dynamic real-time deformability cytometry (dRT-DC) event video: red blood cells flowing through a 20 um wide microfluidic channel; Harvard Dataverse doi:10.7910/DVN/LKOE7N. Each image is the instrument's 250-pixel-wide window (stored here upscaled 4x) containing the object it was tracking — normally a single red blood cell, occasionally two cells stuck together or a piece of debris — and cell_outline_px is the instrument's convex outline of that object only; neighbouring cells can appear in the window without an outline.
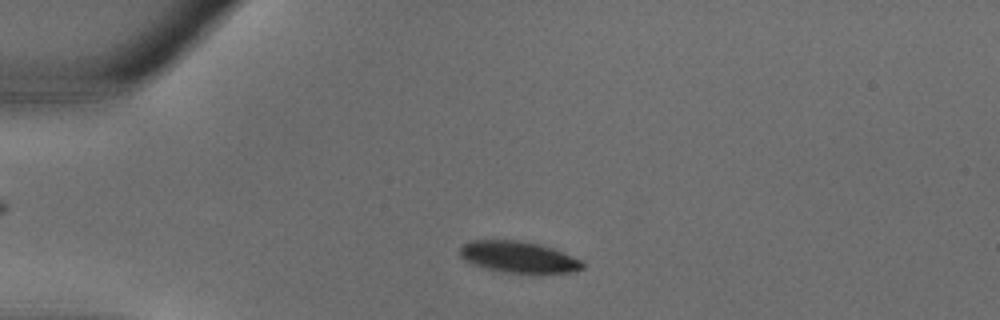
{"species": "common noctule bat (a hibernating species)", "species_latin": "Nyctalus noctula", "temperature_condition": "warm", "stored_images_in_passage": 30, "camera_frame_rate_fps": 3000, "um_per_image_px": 0.085, "animal": {"sex": "male", "body_mass_g": 18.8}, "frame": {"image": 1, "passage_image": 4, "time_ms": 1.0, "image_size_px": [1000, 320], "cell_outline_px": [[584, 268], [572, 272], [504, 272], [472, 264], [464, 260], [460, 256], [460, 248], [464, 244], [472, 240], [516, 240], [536, 244], [552, 248], [580, 260], [584, 264]], "centroid_in_image_um": [44.03, 21.84], "position_along_channel_um": 41.0, "area_um2": 21.85}}
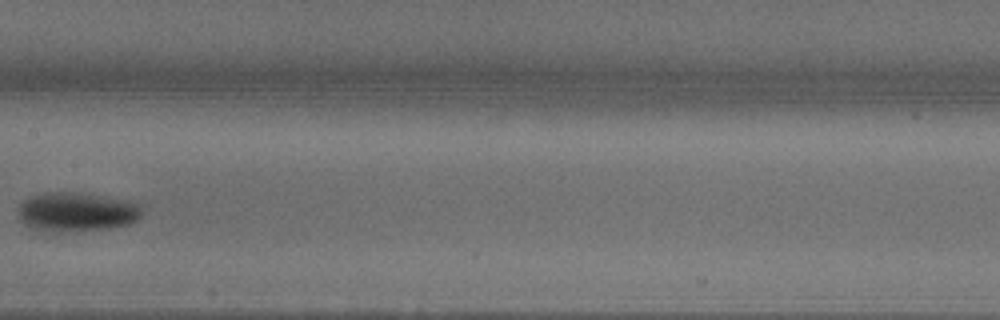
{"frame": {"image": 2, "passage_image": 14, "time_ms": 4.333, "image_size_px": [1000, 320], "cell_outline_px": [[140, 216], [132, 224], [112, 228], [76, 232], [44, 232], [24, 224], [20, 220], [20, 204], [24, 200], [32, 196], [44, 192], [76, 192], [128, 200], [140, 204]], "centroid_in_image_um": [6.53, 18.03], "position_along_channel_um": 200.9, "area_um2": 28.55}}
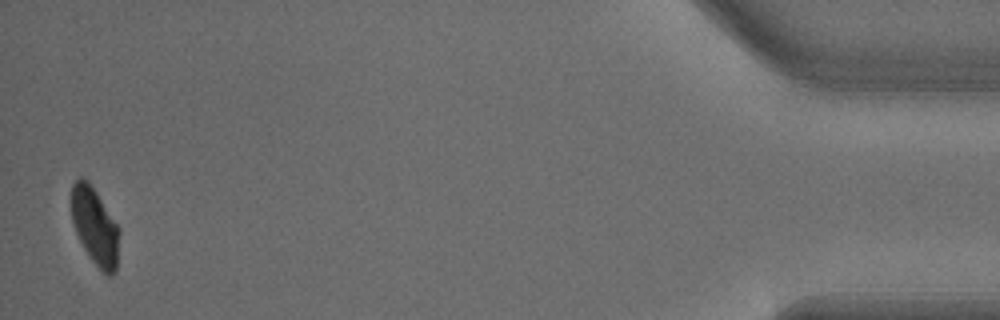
{"frame": {"image": 3, "passage_image": 30, "time_ms": 9.667, "image_size_px": [1000, 320], "cell_outline_px": [[120, 232], [116, 272], [112, 276], [108, 276], [92, 260], [84, 248], [76, 232], [72, 220], [68, 200], [72, 184], [80, 176], [88, 180], [120, 228]], "centroid_in_image_um": [8.04, 19.19], "position_along_channel_um": 427.2, "area_um2": 21.91}}